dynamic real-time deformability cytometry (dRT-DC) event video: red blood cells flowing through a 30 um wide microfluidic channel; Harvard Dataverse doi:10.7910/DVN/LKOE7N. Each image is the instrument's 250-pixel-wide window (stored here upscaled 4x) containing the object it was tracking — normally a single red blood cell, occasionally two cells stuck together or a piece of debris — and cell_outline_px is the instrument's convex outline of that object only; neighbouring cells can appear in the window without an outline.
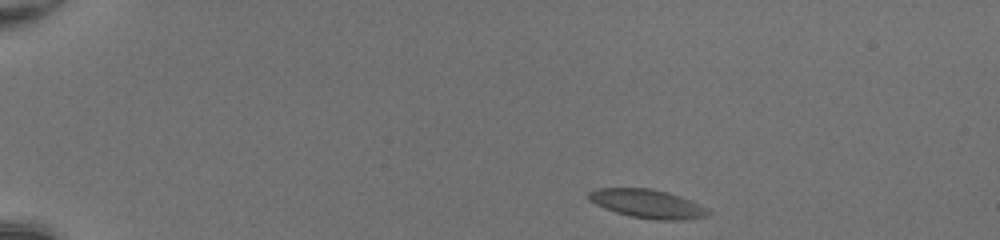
{"species": "common noctule bat (a hibernating species)", "species_latin": "Nyctalus noctula", "temperature_condition": "room temperature", "stored_images_in_passage": 43, "camera_frame_rate_fps": 3000, "um_per_image_px": 0.085, "animal": {"sex": "female", "body_mass_g": 20.0, "forearm_length_mm": 54.0}, "frame": {"image": 1, "passage_image": 1, "time_ms": 0.0, "image_size_px": [1000, 240], "cell_outline_px": [[712, 212], [708, 216], [688, 220], [656, 220], [632, 216], [616, 212], [604, 208], [588, 200], [588, 192], [596, 188], [652, 188], [668, 192], [692, 200], [708, 208]], "centroid_in_image_um": [55.08, 17.32], "position_along_channel_um": 29.9, "area_um2": 20.23}}
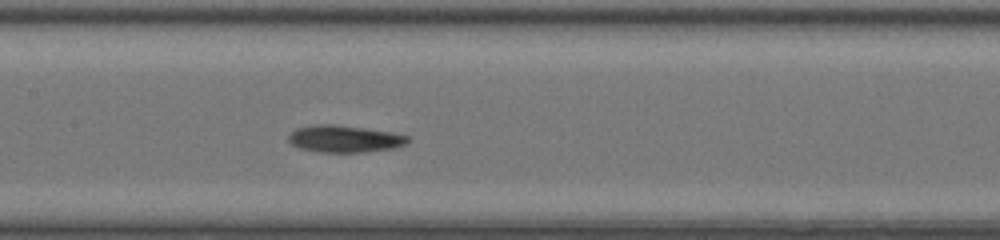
{"frame": {"image": 2, "passage_image": 19, "time_ms": 6.0, "image_size_px": [1000, 240], "cell_outline_px": [[408, 144], [392, 148], [364, 152], [320, 152], [300, 148], [292, 144], [288, 140], [288, 136], [296, 128], [312, 124], [332, 124], [396, 132], [408, 136]], "centroid_in_image_um": [29.29, 11.79], "position_along_channel_um": 178.1, "area_um2": 18.84}}
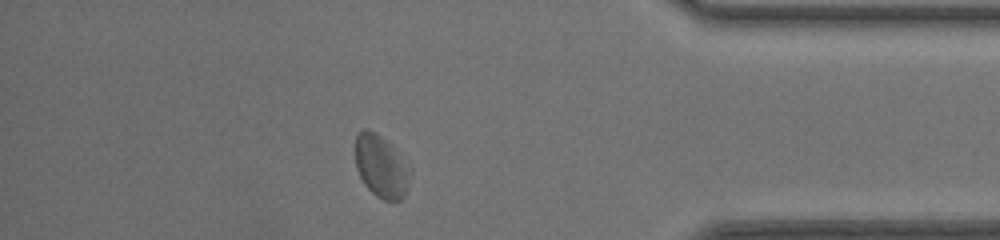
{"frame": {"image": 3, "passage_image": 37, "time_ms": 12.0, "image_size_px": [1000, 240], "cell_outline_px": [[408, 188], [404, 196], [400, 200], [384, 200], [376, 196], [364, 184], [356, 168], [356, 132], [364, 128], [368, 128], [376, 132], [384, 140], [404, 168], [408, 184]], "centroid_in_image_um": [32.26, 14.16], "position_along_channel_um": 402.9, "area_um2": 18.55}, "authors_computed_cell_mechanics": {"area_um2": 18.6694, "velocity_mm_per_s": 4.1544, "shape_relaxation_time_tau1_ms": 2.0063, "shape_relaxation_time_tau2_ms": 1.4344, "deformation_change_tau1": 0.0755, "deformation_change_tau2": 0.0632}}